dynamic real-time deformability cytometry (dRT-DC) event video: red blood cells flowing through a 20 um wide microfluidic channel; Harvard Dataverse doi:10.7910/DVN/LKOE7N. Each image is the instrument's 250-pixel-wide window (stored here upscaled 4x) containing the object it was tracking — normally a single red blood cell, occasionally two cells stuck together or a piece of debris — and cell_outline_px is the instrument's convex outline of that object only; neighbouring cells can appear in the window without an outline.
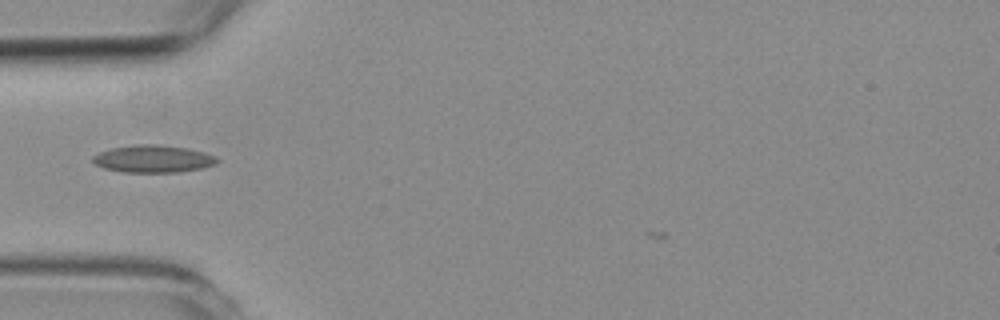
{"species": "common noctule bat (a hibernating species)", "species_latin": "Nyctalus noctula", "temperature_condition": "room temperature", "stored_images_in_passage": 41, "camera_frame_rate_fps": 3000, "um_per_image_px": 0.085, "animal": {"sex": "female", "body_mass_g": 19.3, "forearm_length_mm": 54.1}, "frame": {"image": 1, "passage_image": 7, "time_ms": 2.0, "image_size_px": [1000, 320], "cell_outline_px": [[220, 160], [216, 164], [200, 168], [180, 172], [124, 172], [104, 168], [96, 164], [92, 160], [92, 156], [100, 152], [112, 148], [136, 144], [156, 144], [188, 148], [204, 152], [216, 156]], "centroid_in_image_um": [13.04, 13.5], "position_along_channel_um": 72.0, "area_um2": 19.83}}
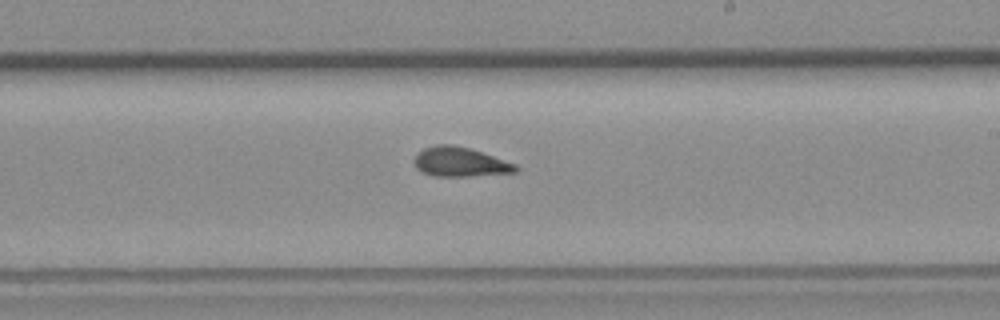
{"frame": {"image": 2, "passage_image": 22, "time_ms": 7.0, "image_size_px": [1000, 320], "cell_outline_px": [[520, 168], [516, 172], [468, 176], [432, 176], [420, 172], [416, 168], [412, 160], [424, 148], [436, 144], [452, 144], [468, 148], [516, 164]], "centroid_in_image_um": [39.06, 13.77], "position_along_channel_um": 249.9, "area_um2": 17.34}}
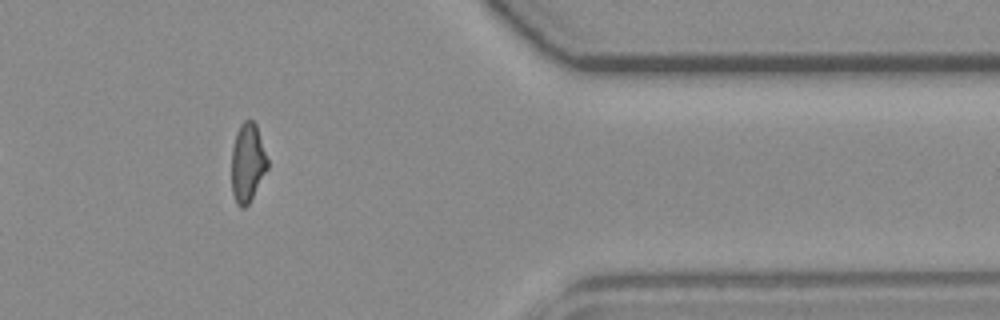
{"frame": {"image": 3, "passage_image": 36, "time_ms": 11.667, "image_size_px": [1000, 320], "cell_outline_px": [[268, 168], [248, 204], [244, 208], [240, 208], [236, 204], [232, 192], [232, 148], [236, 132], [240, 124], [244, 120], [252, 120], [256, 124], [268, 160]], "centroid_in_image_um": [21.03, 13.83], "position_along_channel_um": 390.4, "area_um2": 16.47}, "authors_computed_cell_mechanics": {"area_um2": 17.34, "velocity_mm_per_s": 3.5459, "shape_relaxation_time_tau1_ms": null, "shape_relaxation_time_tau2_ms": 3.6632, "deformation_change_tau1": null, "deformation_change_tau2": 0.1082}}